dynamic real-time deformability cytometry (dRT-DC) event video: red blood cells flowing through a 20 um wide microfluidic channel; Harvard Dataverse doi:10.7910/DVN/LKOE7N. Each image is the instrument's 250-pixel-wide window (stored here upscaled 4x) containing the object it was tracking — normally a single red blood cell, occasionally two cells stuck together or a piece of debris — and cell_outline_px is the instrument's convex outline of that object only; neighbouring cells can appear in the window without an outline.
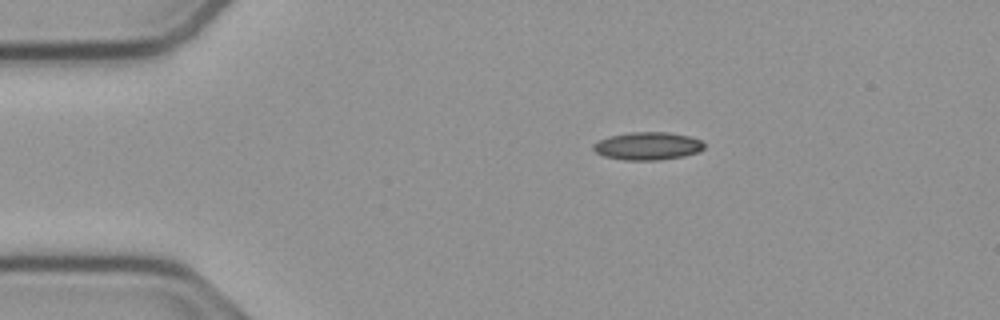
{"species": "common noctule bat (a hibernating species)", "species_latin": "Nyctalus noctula", "temperature_condition": "cold", "stored_images_in_passage": 45, "camera_frame_rate_fps": 3000, "um_per_image_px": 0.085, "animal": {"sex": "male", "body_mass_g": 23.1, "forearm_length_mm": 52.7}, "frame": {"image": 1, "passage_image": 1, "time_ms": 0.0, "image_size_px": [1000, 320], "cell_outline_px": [[704, 148], [700, 152], [684, 156], [660, 160], [624, 160], [604, 156], [596, 152], [592, 148], [592, 144], [608, 136], [628, 132], [668, 132], [688, 136], [700, 140], [704, 144]], "centroid_in_image_um": [55.04, 12.41], "position_along_channel_um": 30.0, "area_um2": 18.09}}
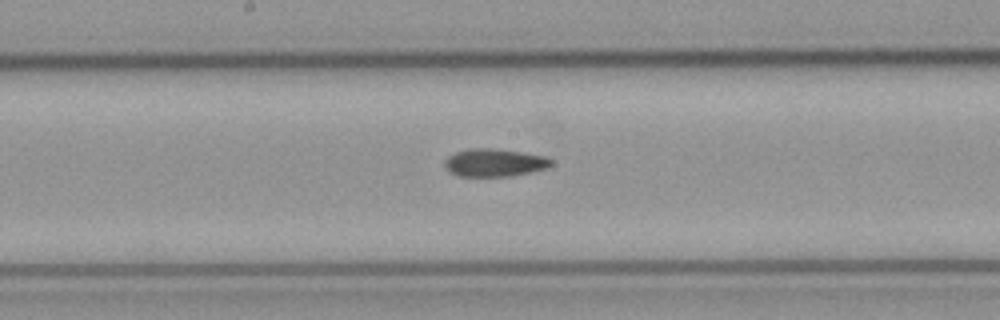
{"frame": {"image": 2, "passage_image": 19, "time_ms": 6.0, "image_size_px": [1000, 320], "cell_outline_px": [[552, 164], [548, 168], [512, 176], [456, 176], [448, 172], [444, 168], [444, 160], [448, 156], [456, 152], [468, 148], [488, 148], [524, 152], [544, 156], [552, 160]], "centroid_in_image_um": [41.99, 13.83], "position_along_channel_um": 206.2, "area_um2": 17.46}}
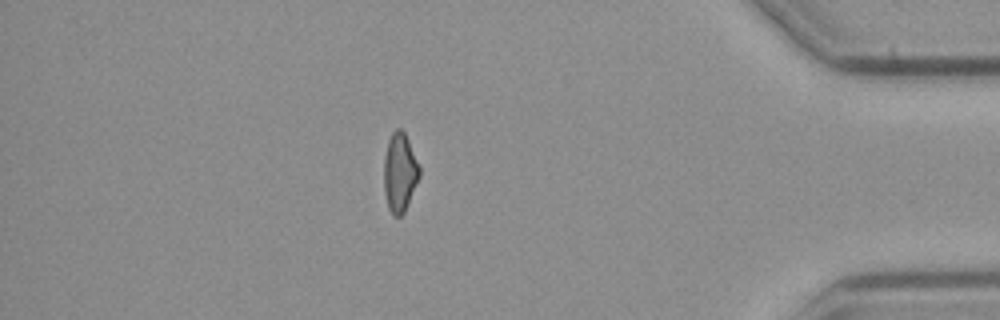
{"frame": {"image": 3, "passage_image": 38, "time_ms": 12.333, "image_size_px": [1000, 320], "cell_outline_px": [[420, 176], [404, 212], [400, 216], [392, 216], [388, 208], [384, 192], [384, 156], [388, 140], [392, 132], [396, 128], [400, 128], [404, 132], [408, 140], [420, 168]], "centroid_in_image_um": [33.96, 14.66], "position_along_channel_um": 401.2, "area_um2": 16.3}, "authors_computed_cell_mechanics": {"area_um2": 17.051, "velocity_mm_per_s": 3.777, "shape_relaxation_time_tau1_ms": null, "shape_relaxation_time_tau2_ms": 10.5509, "deformation_change_tau1": null, "deformation_change_tau2": 0.2036}}